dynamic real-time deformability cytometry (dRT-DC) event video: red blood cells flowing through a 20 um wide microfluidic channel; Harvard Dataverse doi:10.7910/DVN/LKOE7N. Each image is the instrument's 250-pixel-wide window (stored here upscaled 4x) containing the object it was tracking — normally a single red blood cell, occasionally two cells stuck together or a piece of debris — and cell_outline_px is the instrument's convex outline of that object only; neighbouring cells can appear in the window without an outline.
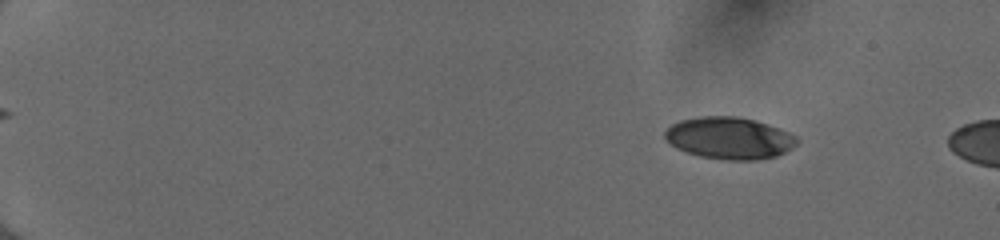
{"species": "human", "species_latin": "Homo sapiens", "temperature_condition": "cold", "stored_images_in_passage": 13, "camera_frame_rate_fps": 3000, "um_per_image_px": 0.085, "donor": {"sex": "female"}, "frame": {"image": 1, "passage_image": 8, "time_ms": 2.333, "image_size_px": [1000, 240], "cell_outline_px": [[800, 140], [792, 148], [776, 156], [756, 160], [728, 160], [700, 156], [676, 148], [664, 136], [664, 132], [672, 124], [680, 120], [700, 116], [736, 116], [756, 120], [768, 124], [788, 132], [796, 136]], "centroid_in_image_um": [62.01, 11.73], "position_along_channel_um": 23.0, "area_um2": 32.19}}